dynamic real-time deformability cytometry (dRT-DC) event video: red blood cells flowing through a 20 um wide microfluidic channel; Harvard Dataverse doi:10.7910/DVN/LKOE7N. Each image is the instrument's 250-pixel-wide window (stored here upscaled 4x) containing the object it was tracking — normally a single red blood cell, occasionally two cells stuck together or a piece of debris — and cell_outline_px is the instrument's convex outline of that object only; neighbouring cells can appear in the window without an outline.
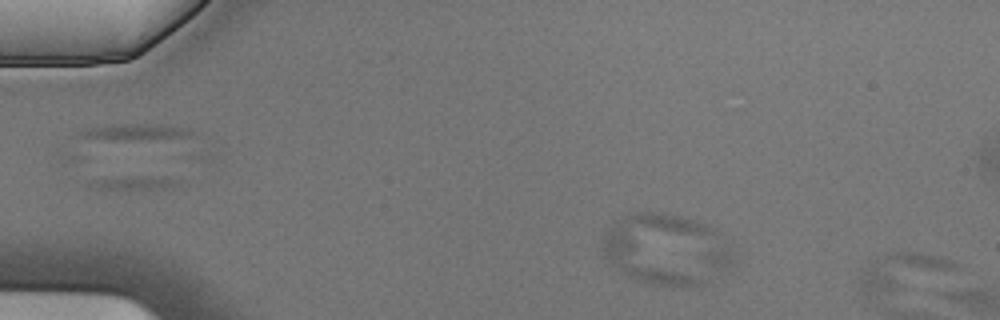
{"species": "Egyptian fruit bat (a non-hibernating species)", "species_latin": "Rousettus aegyptiacus", "temperature_condition": "cold", "stored_images_in_passage": 6, "camera_frame_rate_fps": 3000, "um_per_image_px": 0.085, "animal": {"sex": "male"}, "frame": {"image": 1, "passage_image": 6, "time_ms": 1.667, "image_size_px": [1000, 320], "cell_outline_px": [[960, 268], [876, 304], [868, 300], [856, 288], [860, 280], [868, 268], [876, 260], [896, 252], [920, 252], [940, 256], [952, 260]], "centroid_in_image_um": [76.66, 23.3], "position_along_channel_um": 8.3, "area_um2": 22.2}}